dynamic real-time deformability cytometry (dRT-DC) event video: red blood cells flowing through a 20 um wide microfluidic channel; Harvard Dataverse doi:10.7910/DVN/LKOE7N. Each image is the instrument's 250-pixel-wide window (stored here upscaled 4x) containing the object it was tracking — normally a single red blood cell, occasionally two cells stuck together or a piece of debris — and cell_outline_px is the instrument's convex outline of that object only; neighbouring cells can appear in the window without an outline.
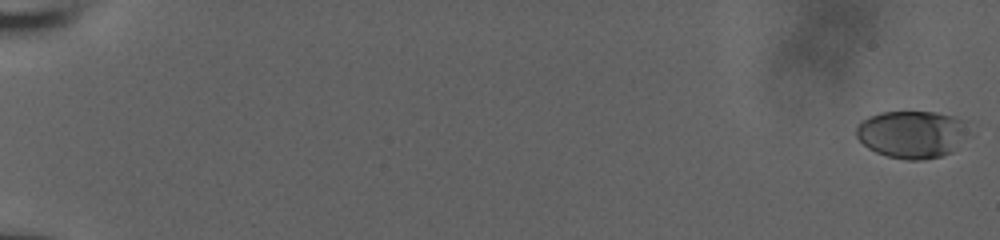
{"species": "human", "species_latin": "Homo sapiens", "temperature_condition": "room temperature", "stored_images_in_passage": 58, "camera_frame_rate_fps": 3000, "um_per_image_px": 0.085, "donor": {"sex": "male"}, "frame": {"image": 1, "passage_image": 1, "time_ms": 0.0, "image_size_px": [1000, 240], "cell_outline_px": [[968, 120], [952, 152], [940, 156], [920, 160], [908, 160], [888, 156], [876, 152], [868, 148], [856, 136], [856, 124], [860, 120], [868, 116], [880, 112], [936, 112], [956, 116]], "centroid_in_image_um": [77.42, 11.39], "position_along_channel_um": 7.6, "area_um2": 30.69}}
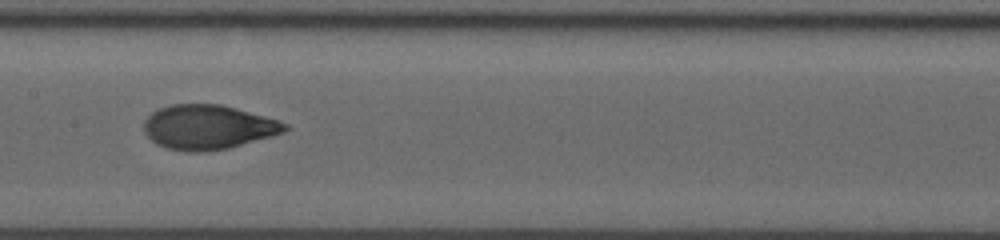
{"frame": {"image": 2, "passage_image": 33, "time_ms": 10.667, "image_size_px": [1000, 240], "cell_outline_px": [[292, 128], [284, 132], [272, 136], [228, 148], [204, 152], [188, 152], [164, 148], [156, 144], [144, 132], [144, 120], [156, 108], [172, 104], [220, 104], [236, 108], [264, 116], [288, 124]], "centroid_in_image_um": [17.66, 10.81], "position_along_channel_um": 189.7, "area_um2": 36.7}}
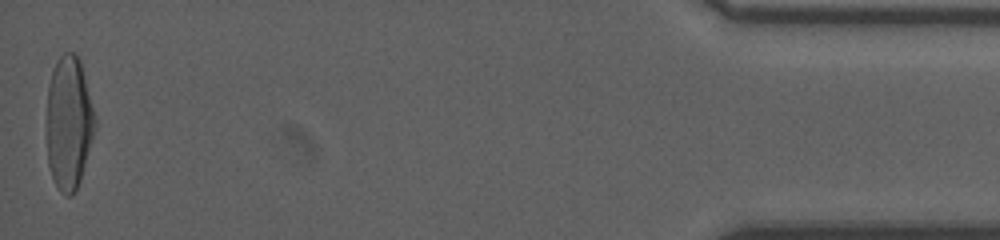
{"frame": {"image": 3, "passage_image": 58, "time_ms": 19.0, "image_size_px": [1000, 240], "cell_outline_px": [[96, 128], [80, 180], [72, 196], [64, 196], [60, 192], [52, 176], [48, 164], [48, 88], [52, 68], [56, 60], [64, 52], [76, 52], [80, 60], [96, 116]], "centroid_in_image_um": [5.87, 10.41], "position_along_channel_um": 429.3, "area_um2": 37.51}, "authors_computed_cell_mechanics": {"area_um2": 35.3736, "velocity_mm_per_s": 3.8577, "shape_relaxation_time_tau1_ms": 4.2371, "shape_relaxation_time_tau2_ms": 0.9284, "deformation_change_tau1": 0.2059, "deformation_change_tau2": 0.0571}}